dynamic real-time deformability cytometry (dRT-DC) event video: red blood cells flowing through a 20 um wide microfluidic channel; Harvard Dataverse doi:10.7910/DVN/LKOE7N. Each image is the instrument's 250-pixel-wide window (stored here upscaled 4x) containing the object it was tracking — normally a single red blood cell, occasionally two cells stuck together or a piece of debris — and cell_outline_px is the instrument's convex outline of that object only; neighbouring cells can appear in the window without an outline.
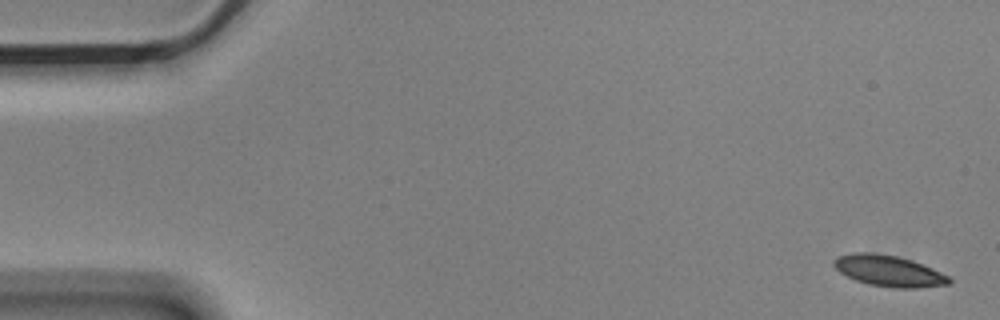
{"species": "Egyptian fruit bat (a non-hibernating species)", "species_latin": "Rousettus aegyptiacus", "temperature_condition": "cold", "stored_images_in_passage": 6, "camera_frame_rate_fps": 3000, "um_per_image_px": 0.085, "animal": {"sex": "male"}, "frame": {"image": 1, "passage_image": 1, "time_ms": 0.0, "image_size_px": [1000, 320], "cell_outline_px": [[952, 280], [948, 284], [916, 288], [892, 288], [868, 284], [856, 280], [840, 272], [832, 264], [832, 260], [836, 256], [852, 252], [872, 252], [896, 256], [912, 260], [932, 268], [948, 276]], "centroid_in_image_um": [75.5, 23.01], "position_along_channel_um": 9.5, "area_um2": 20.92}}
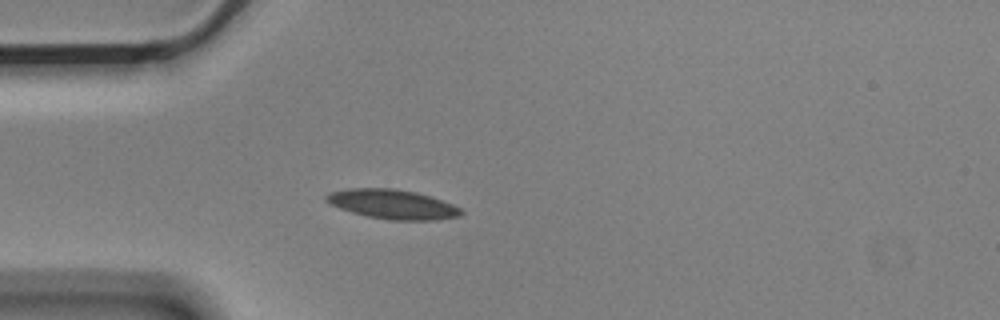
{"frame": {"image": 2, "passage_image": 5, "time_ms": 1.333, "image_size_px": [1000, 320], "cell_outline_px": [[464, 212], [460, 216], [436, 220], [388, 220], [368, 216], [352, 212], [340, 208], [324, 200], [324, 196], [328, 192], [348, 188], [396, 188], [416, 192], [452, 204], [460, 208]], "centroid_in_image_um": [33.34, 17.35], "position_along_channel_um": 51.7, "area_um2": 23.12}}